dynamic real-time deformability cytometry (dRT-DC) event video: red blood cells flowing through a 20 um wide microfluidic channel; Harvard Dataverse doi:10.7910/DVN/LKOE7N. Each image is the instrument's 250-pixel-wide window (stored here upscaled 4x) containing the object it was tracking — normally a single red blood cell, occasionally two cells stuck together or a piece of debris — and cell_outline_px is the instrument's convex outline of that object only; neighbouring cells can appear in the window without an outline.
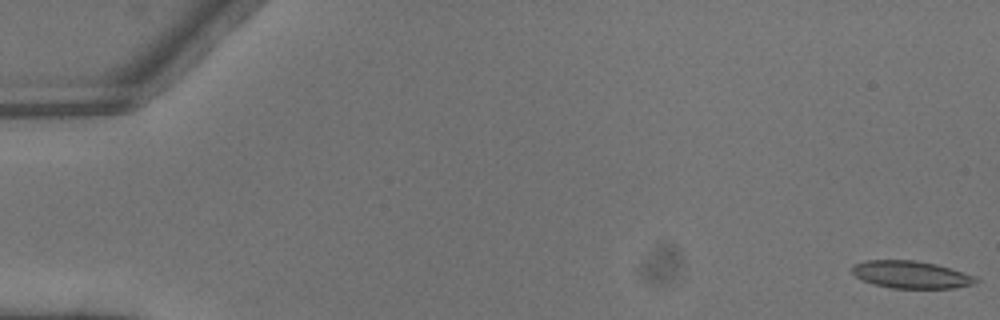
{"species": "common noctule bat (a hibernating species)", "species_latin": "Nyctalus noctula", "temperature_condition": "warm", "stored_images_in_passage": 4, "camera_frame_rate_fps": 3000, "um_per_image_px": 0.085, "animal": {"sex": "male", "body_mass_g": 13.3}, "frame": {"image": 1, "passage_image": 1, "time_ms": 0.0, "image_size_px": [1000, 320], "cell_outline_px": [[980, 280], [976, 284], [952, 288], [892, 288], [876, 284], [864, 280], [856, 276], [852, 272], [852, 264], [868, 260], [916, 260], [936, 264], [952, 268], [976, 276]], "centroid_in_image_um": [77.5, 23.33], "position_along_channel_um": 7.5, "area_um2": 19.83}}